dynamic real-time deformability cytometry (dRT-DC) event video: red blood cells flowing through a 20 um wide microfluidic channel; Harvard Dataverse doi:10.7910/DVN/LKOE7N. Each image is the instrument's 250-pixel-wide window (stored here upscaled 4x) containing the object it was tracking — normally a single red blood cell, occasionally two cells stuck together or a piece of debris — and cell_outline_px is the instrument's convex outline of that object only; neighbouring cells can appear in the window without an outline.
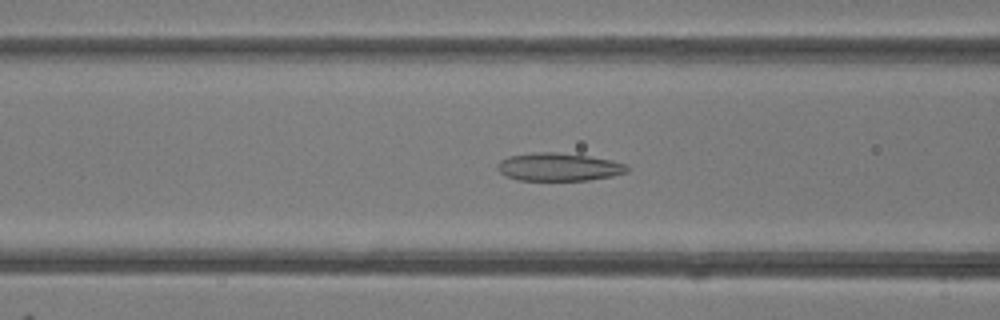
{"species": "common noctule bat (a hibernating species)", "species_latin": "Nyctalus noctula", "temperature_condition": "room temperature", "stored_images_in_passage": 48, "camera_frame_rate_fps": 3000, "um_per_image_px": 0.085, "animal": {"sex": "female"}, "frame": {"image": 1, "passage_image": 19, "time_ms": 6.0, "image_size_px": [1000, 320], "cell_outline_px": [[628, 172], [612, 176], [588, 180], [516, 180], [504, 176], [496, 168], [496, 164], [500, 160], [508, 156], [536, 152], [556, 152], [588, 156], [612, 160], [628, 164]], "centroid_in_image_um": [47.47, 14.19], "position_along_channel_um": 119.1, "area_um2": 21.33}}
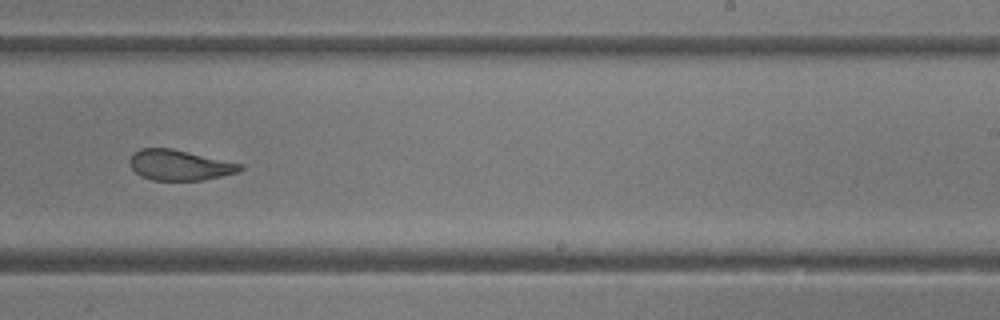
{"frame": {"image": 2, "passage_image": 30, "time_ms": 9.667, "image_size_px": [1000, 320], "cell_outline_px": [[244, 168], [240, 172], [204, 180], [152, 180], [140, 176], [132, 168], [128, 160], [132, 152], [140, 148], [172, 148], [244, 164]], "centroid_in_image_um": [15.27, 14.03], "position_along_channel_um": 273.7, "area_um2": 19.88}}
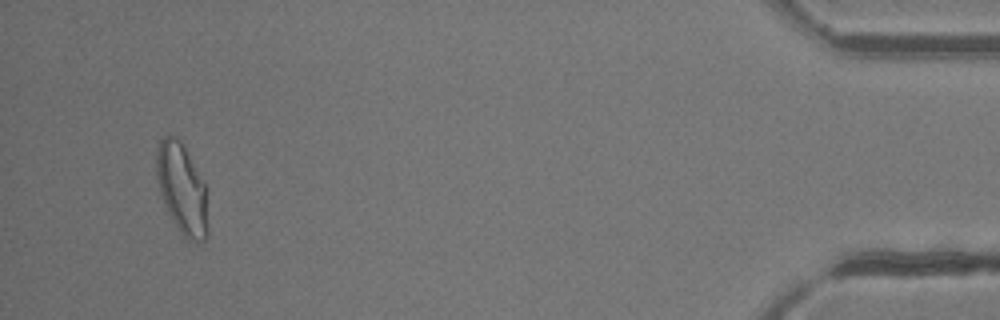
{"frame": {"image": 3, "passage_image": 46, "time_ms": 15.0, "image_size_px": [1000, 320], "cell_outline_px": [[208, 232], [204, 240], [196, 244], [188, 240], [180, 232], [168, 212], [160, 192], [156, 176], [156, 148], [160, 140], [164, 136], [172, 136], [180, 140], [184, 144], [204, 184], [208, 228]], "centroid_in_image_um": [15.45, 16.06], "position_along_channel_um": 419.7, "area_um2": 26.93}, "authors_computed_cell_mechanics": {"area_um2": 22.4842, "velocity_mm_per_s": 4.229, "shape_relaxation_time_tau1_ms": null, "shape_relaxation_time_tau2_ms": 1.995, "deformation_change_tau1": null, "deformation_change_tau2": 0.0799}}